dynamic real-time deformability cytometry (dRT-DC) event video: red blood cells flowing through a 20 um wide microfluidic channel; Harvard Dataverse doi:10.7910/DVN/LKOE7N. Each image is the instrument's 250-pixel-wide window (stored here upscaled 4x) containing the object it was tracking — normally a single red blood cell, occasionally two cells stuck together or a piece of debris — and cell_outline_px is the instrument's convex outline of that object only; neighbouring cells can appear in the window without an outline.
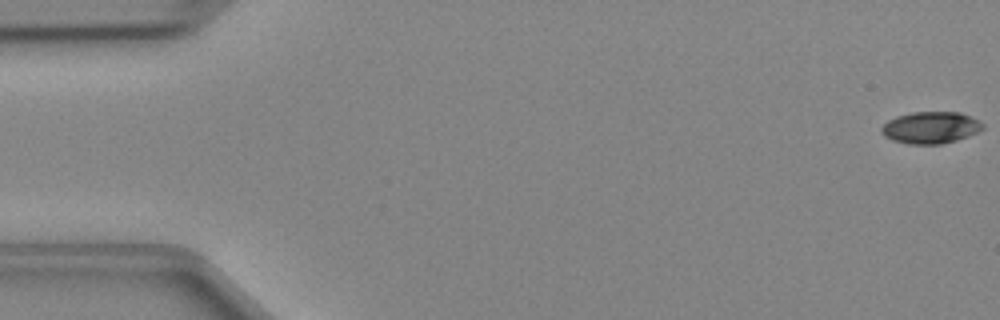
{"species": "Egyptian fruit bat (a non-hibernating species)", "species_latin": "Rousettus aegyptiacus", "temperature_condition": "cold", "stored_images_in_passage": 48, "camera_frame_rate_fps": 3000, "um_per_image_px": 0.085, "animal": {"sex": "female"}, "frame": {"image": 1, "passage_image": 1, "time_ms": 0.0, "image_size_px": [1000, 320], "cell_outline_px": [[984, 128], [968, 136], [956, 140], [940, 144], [908, 144], [892, 140], [884, 136], [880, 132], [880, 128], [888, 120], [896, 116], [912, 112], [960, 112], [980, 120], [984, 124]], "centroid_in_image_um": [79.09, 10.84], "position_along_channel_um": 5.9, "area_um2": 18.9}}
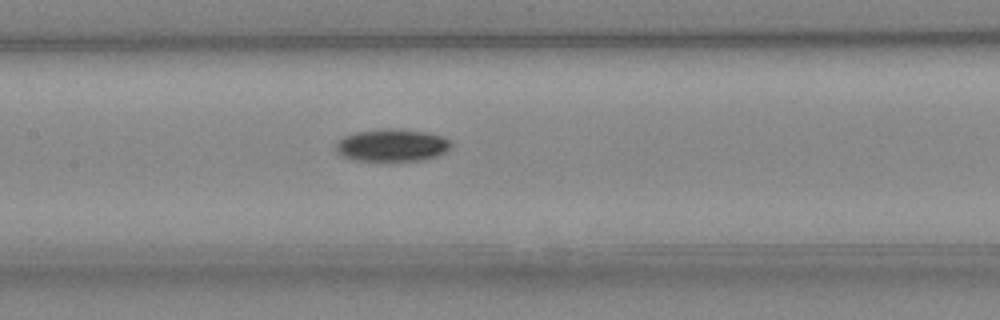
{"frame": {"image": 2, "passage_image": 23, "time_ms": 7.333, "image_size_px": [1000, 320], "cell_outline_px": [[452, 144], [444, 152], [436, 156], [420, 160], [388, 164], [352, 160], [340, 156], [336, 152], [336, 144], [344, 136], [356, 132], [384, 128], [388, 128], [424, 132], [440, 136], [448, 140]], "centroid_in_image_um": [33.24, 12.41], "position_along_channel_um": 174.2, "area_um2": 22.37}}
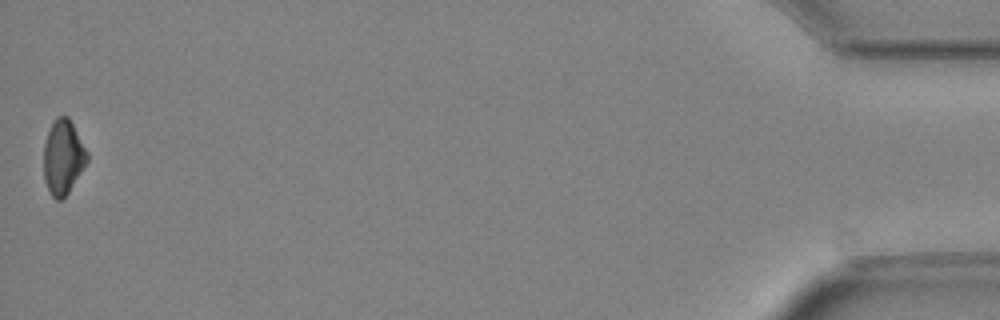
{"frame": {"image": 3, "passage_image": 48, "time_ms": 15.667, "image_size_px": [1000, 320], "cell_outline_px": [[88, 160], [68, 192], [60, 200], [56, 200], [52, 196], [44, 180], [44, 144], [52, 120], [56, 116], [68, 116], [88, 152]], "centroid_in_image_um": [5.35, 13.32], "position_along_channel_um": 429.8, "area_um2": 18.67}}